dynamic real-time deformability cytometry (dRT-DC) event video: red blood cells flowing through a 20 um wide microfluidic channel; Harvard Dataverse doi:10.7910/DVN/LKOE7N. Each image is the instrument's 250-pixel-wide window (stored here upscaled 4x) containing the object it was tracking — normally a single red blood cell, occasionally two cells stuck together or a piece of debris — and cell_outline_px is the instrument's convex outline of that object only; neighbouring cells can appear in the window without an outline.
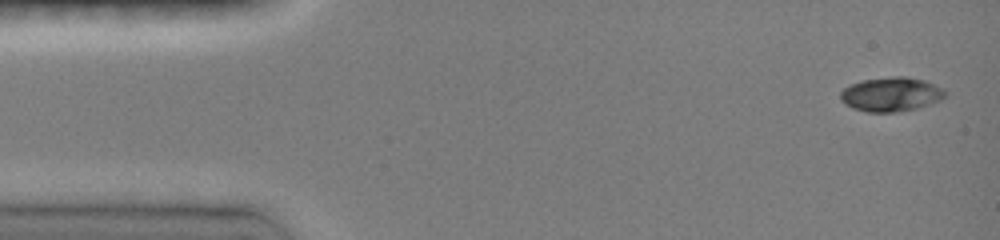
{"species": "common noctule bat (a hibernating species)", "species_latin": "Nyctalus noctula", "temperature_condition": "room temperature", "stored_images_in_passage": 10, "camera_frame_rate_fps": 3000, "um_per_image_px": 0.085, "animal": {"sex": "female", "body_mass_g": 19.0, "forearm_length_mm": 51.5}, "frame": {"image": 1, "passage_image": 1, "time_ms": 0.0, "image_size_px": [1000, 240], "cell_outline_px": [[948, 96], [940, 100], [916, 108], [900, 112], [868, 112], [852, 108], [844, 104], [840, 100], [840, 92], [844, 88], [860, 80], [892, 76], [904, 76], [924, 80], [944, 88]], "centroid_in_image_um": [75.74, 8.01], "position_along_channel_um": 9.3, "area_um2": 21.1}}
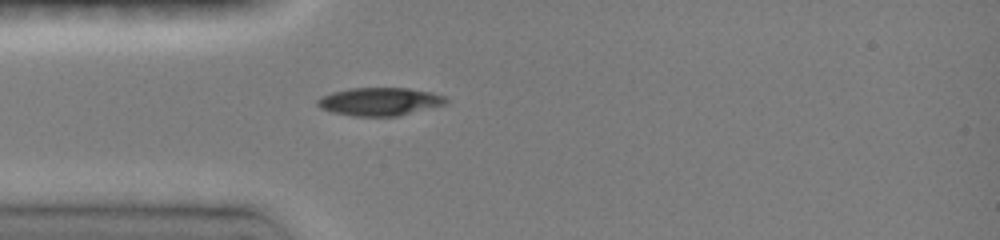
{"frame": {"image": 2, "passage_image": 5, "time_ms": 3.667, "image_size_px": [1000, 240], "cell_outline_px": [[448, 100], [444, 104], [400, 116], [352, 116], [332, 112], [320, 108], [316, 104], [316, 100], [332, 92], [348, 88], [408, 88], [432, 92], [448, 96]], "centroid_in_image_um": [32.29, 8.63], "position_along_channel_um": 52.7, "area_um2": 21.1}}
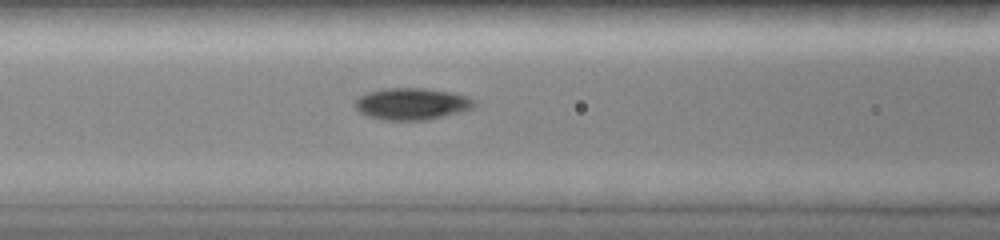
{"frame": {"image": 3, "passage_image": 8, "time_ms": 5.667, "image_size_px": [1000, 240], "cell_outline_px": [[476, 104], [472, 108], [460, 112], [444, 116], [424, 120], [384, 120], [368, 116], [360, 112], [352, 104], [356, 96], [380, 88], [424, 88], [452, 92], [468, 96], [476, 100]], "centroid_in_image_um": [34.97, 8.81], "position_along_channel_um": 131.6, "area_um2": 22.43}}